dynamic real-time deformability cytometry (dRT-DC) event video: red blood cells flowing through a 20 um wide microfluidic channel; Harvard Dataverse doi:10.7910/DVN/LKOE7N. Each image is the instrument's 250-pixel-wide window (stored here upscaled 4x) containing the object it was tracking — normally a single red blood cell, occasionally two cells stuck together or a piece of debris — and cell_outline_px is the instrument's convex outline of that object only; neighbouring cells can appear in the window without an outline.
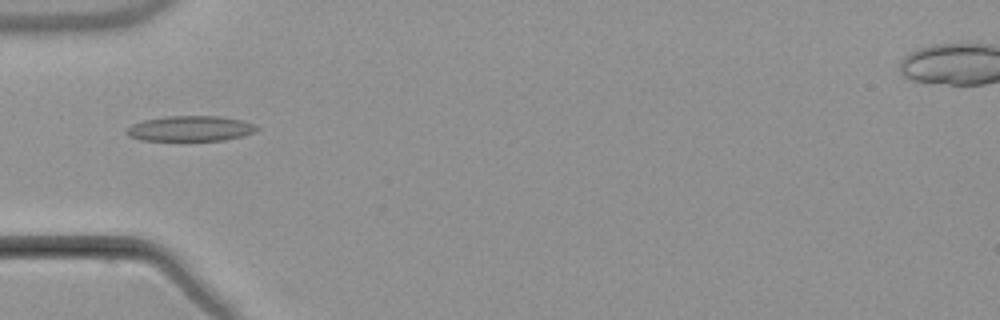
{"species": "common noctule bat (a hibernating species)", "species_latin": "Nyctalus noctula", "temperature_condition": "warm", "stored_images_in_passage": 5, "camera_frame_rate_fps": 3000, "um_per_image_px": 0.085, "animal": {"sex": "male", "body_mass_g": 21.5, "forearm_length_mm": 52.0}, "frame": {"image": 1, "passage_image": 5, "time_ms": 5.0, "image_size_px": [1000, 320], "cell_outline_px": [[260, 128], [256, 132], [244, 136], [224, 140], [140, 140], [128, 136], [124, 132], [132, 124], [144, 120], [168, 116], [220, 116], [244, 120], [256, 124]], "centroid_in_image_um": [16.24, 10.92], "position_along_channel_um": 68.8, "area_um2": 19.42}}